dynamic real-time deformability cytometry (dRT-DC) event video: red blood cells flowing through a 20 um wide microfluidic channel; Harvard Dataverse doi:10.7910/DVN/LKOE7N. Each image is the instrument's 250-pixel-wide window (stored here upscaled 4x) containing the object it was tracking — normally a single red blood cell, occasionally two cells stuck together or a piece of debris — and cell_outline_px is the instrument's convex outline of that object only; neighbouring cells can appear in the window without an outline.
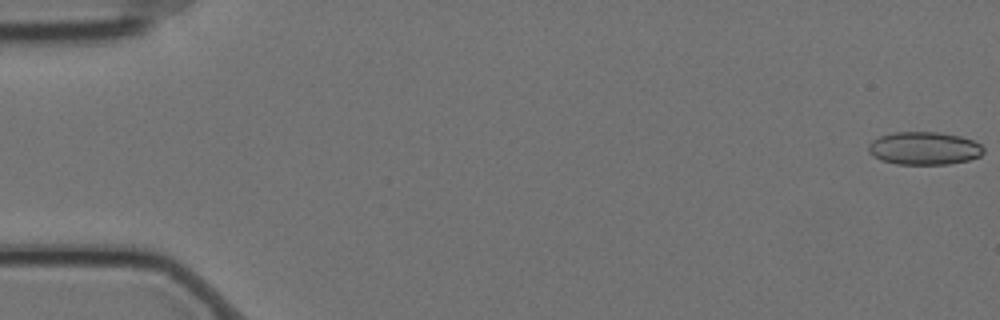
{"species": "Egyptian fruit bat (a non-hibernating species)", "species_latin": "Rousettus aegyptiacus", "temperature_condition": "cold", "stored_images_in_passage": 7, "camera_frame_rate_fps": 3000, "um_per_image_px": 0.085, "animal": {"sex": "female"}, "frame": {"image": 1, "passage_image": 1, "time_ms": 0.0, "image_size_px": [1000, 320], "cell_outline_px": [[984, 152], [980, 156], [968, 160], [948, 164], [896, 164], [880, 160], [872, 156], [868, 152], [868, 144], [872, 140], [880, 136], [896, 132], [940, 132], [960, 136], [972, 140], [980, 144], [984, 148]], "centroid_in_image_um": [78.53, 12.61], "position_along_channel_um": 6.5, "area_um2": 22.2}}
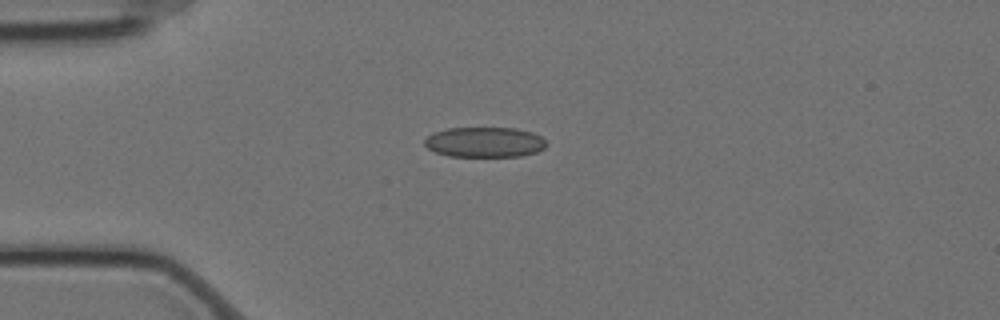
{"frame": {"image": 2, "passage_image": 5, "time_ms": 1.333, "image_size_px": [1000, 320], "cell_outline_px": [[548, 144], [544, 148], [536, 152], [520, 156], [448, 156], [436, 152], [428, 148], [424, 144], [424, 140], [432, 132], [448, 128], [516, 128], [532, 132], [540, 136]], "centroid_in_image_um": [41.19, 12.08], "position_along_channel_um": 43.8, "area_um2": 21.44}}
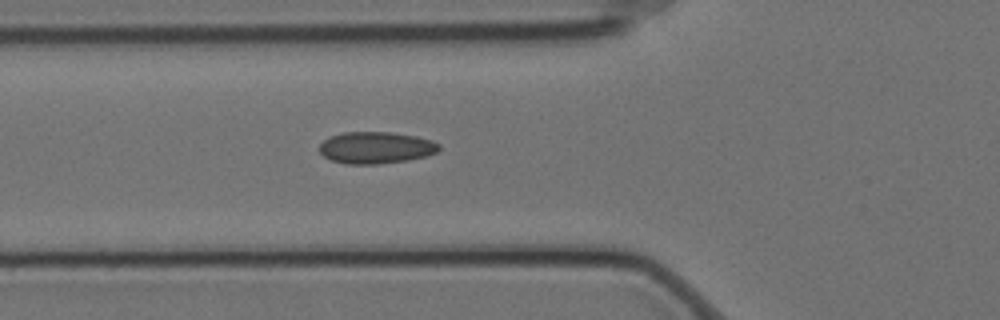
{"frame": {"image": 3, "passage_image": 7, "time_ms": 2.0, "image_size_px": [1000, 320], "cell_outline_px": [[440, 148], [436, 152], [428, 156], [408, 160], [380, 164], [348, 164], [332, 160], [324, 156], [320, 152], [320, 144], [328, 136], [344, 132], [388, 132], [416, 136], [432, 140], [440, 144]], "centroid_in_image_um": [31.96, 12.55], "position_along_channel_um": 93.8, "area_um2": 22.25}}